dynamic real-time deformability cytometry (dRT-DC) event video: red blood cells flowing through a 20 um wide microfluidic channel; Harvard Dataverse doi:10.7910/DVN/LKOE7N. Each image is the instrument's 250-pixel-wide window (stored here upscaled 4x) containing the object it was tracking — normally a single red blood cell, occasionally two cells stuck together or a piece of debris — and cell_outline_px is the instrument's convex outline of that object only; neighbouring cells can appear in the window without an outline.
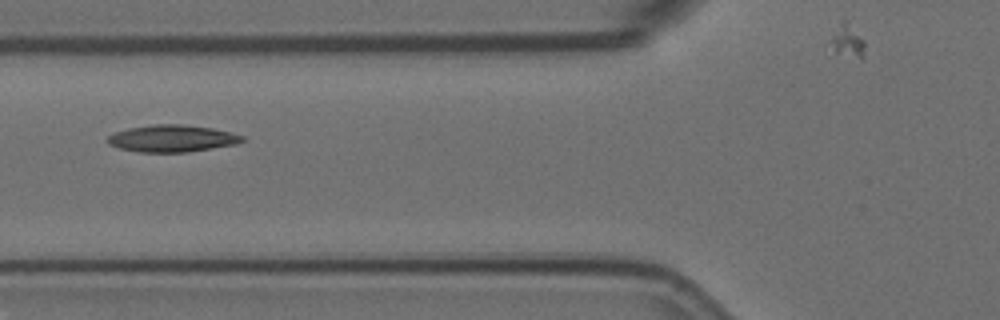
{"species": "Egyptian fruit bat (a non-hibernating species)", "species_latin": "Rousettus aegyptiacus", "temperature_condition": "room temperature", "stored_images_in_passage": 11, "camera_frame_rate_fps": 3000, "um_per_image_px": 0.085, "animal": {"sex": "female"}, "frame": {"image": 1, "passage_image": 7, "time_ms": 2.0, "image_size_px": [1000, 320], "cell_outline_px": [[244, 140], [236, 144], [188, 152], [140, 152], [120, 148], [108, 144], [108, 136], [116, 132], [128, 128], [156, 124], [180, 124], [212, 128], [232, 132], [244, 136]], "centroid_in_image_um": [14.65, 11.77], "position_along_channel_um": 111.2, "area_um2": 21.04}}
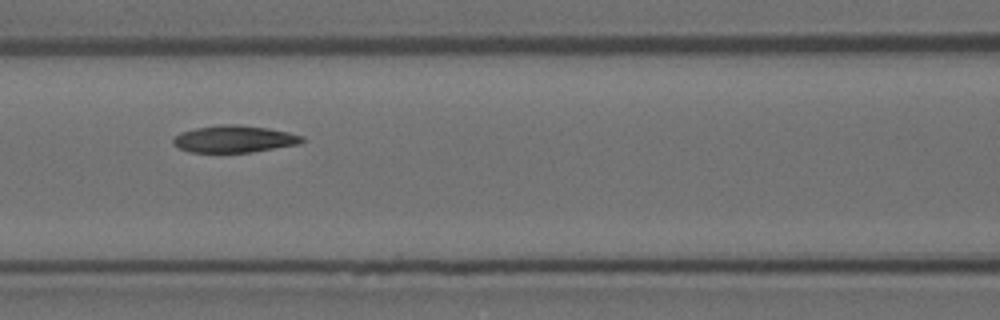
{"frame": {"image": 2, "passage_image": 8, "time_ms": 2.333, "image_size_px": [1000, 320], "cell_outline_px": [[304, 140], [300, 144], [252, 152], [188, 152], [172, 144], [172, 140], [180, 132], [196, 128], [220, 124], [236, 124], [268, 128], [288, 132], [304, 136]], "centroid_in_image_um": [19.91, 11.81], "position_along_channel_um": 146.7, "area_um2": 20.35}}
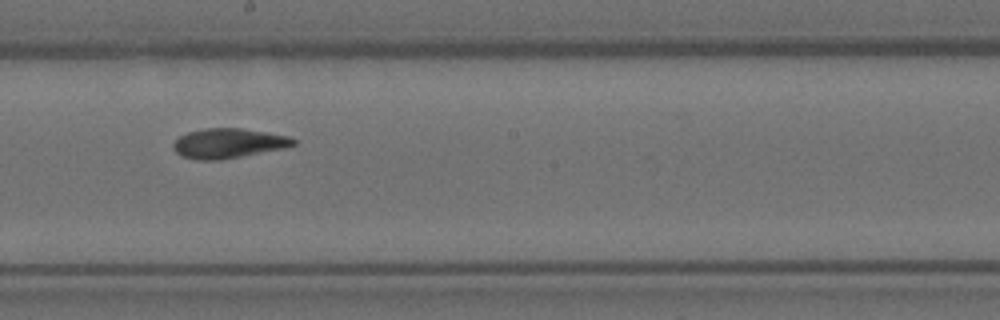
{"frame": {"image": 3, "passage_image": 10, "time_ms": 3.0, "image_size_px": [1000, 320], "cell_outline_px": [[296, 144], [284, 148], [220, 160], [200, 160], [184, 156], [176, 152], [172, 148], [172, 144], [180, 136], [188, 132], [204, 128], [240, 128], [268, 132], [288, 136], [296, 140]], "centroid_in_image_um": [19.41, 12.17], "position_along_channel_um": 228.8, "area_um2": 20.69}}